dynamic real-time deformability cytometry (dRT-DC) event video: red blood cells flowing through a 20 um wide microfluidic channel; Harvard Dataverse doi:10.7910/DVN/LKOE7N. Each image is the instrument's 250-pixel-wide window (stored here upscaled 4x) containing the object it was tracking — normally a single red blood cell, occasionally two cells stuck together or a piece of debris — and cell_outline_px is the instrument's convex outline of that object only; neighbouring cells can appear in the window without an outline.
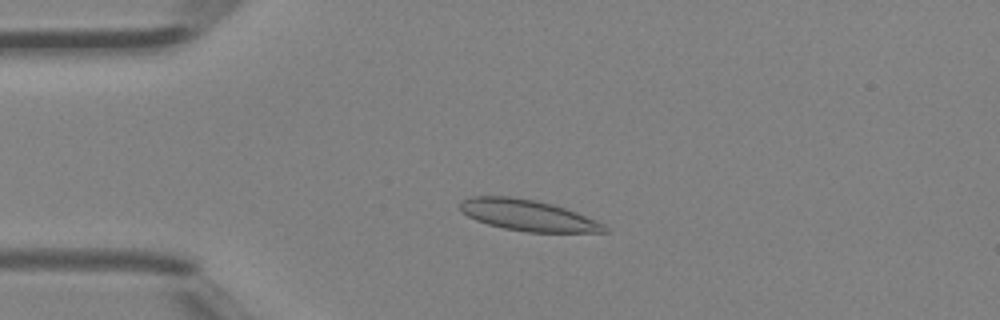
{"species": "Egyptian fruit bat (a non-hibernating species)", "species_latin": "Rousettus aegyptiacus", "temperature_condition": "room temperature", "stored_images_in_passage": 36, "camera_frame_rate_fps": 3000, "um_per_image_px": 0.085, "animal": {"sex": "female"}, "frame": {"image": 1, "passage_image": 2, "time_ms": 0.333, "image_size_px": [1000, 320], "cell_outline_px": [[608, 232], [528, 232], [504, 228], [488, 224], [476, 220], [460, 212], [460, 204], [464, 200], [472, 196], [508, 196], [536, 200], [552, 204], [576, 212], [604, 224], [608, 228]], "centroid_in_image_um": [44.85, 18.3], "position_along_channel_um": 40.1, "area_um2": 25.95}}
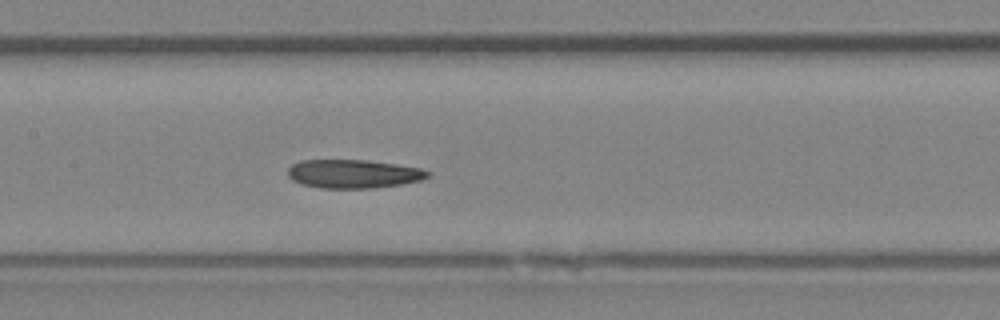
{"frame": {"image": 2, "passage_image": 13, "time_ms": 4.0, "image_size_px": [1000, 320], "cell_outline_px": [[432, 172], [428, 176], [420, 180], [404, 184], [376, 188], [320, 188], [300, 184], [292, 180], [288, 176], [288, 168], [292, 164], [300, 160], [368, 160], [396, 164], [420, 168]], "centroid_in_image_um": [30.03, 14.78], "position_along_channel_um": 177.4, "area_um2": 23.52}}
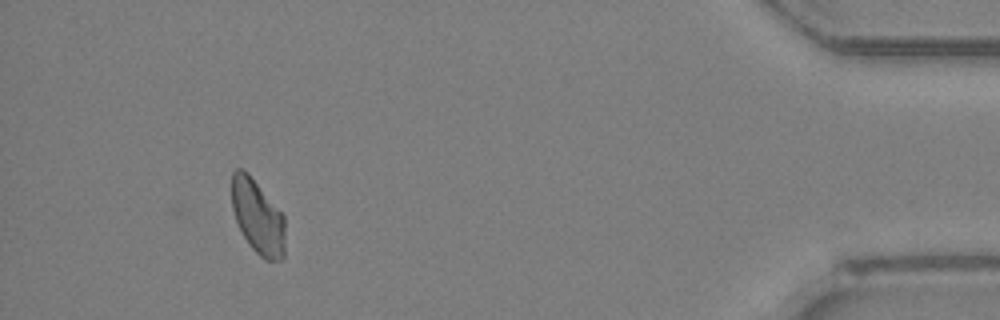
{"frame": {"image": 3, "passage_image": 33, "time_ms": 10.667, "image_size_px": [1000, 320], "cell_outline_px": [[284, 256], [280, 260], [264, 260], [248, 244], [236, 220], [232, 208], [232, 172], [236, 168], [244, 168], [248, 172], [284, 216]], "centroid_in_image_um": [21.89, 18.42], "position_along_channel_um": 413.3, "area_um2": 22.95}, "authors_computed_cell_mechanics": {"area_um2": 23.3801, "velocity_mm_per_s": 4.504, "shape_relaxation_time_tau1_ms": null, "shape_relaxation_time_tau2_ms": 9.1952, "deformation_change_tau1": null, "deformation_change_tau2": 0.1714}}